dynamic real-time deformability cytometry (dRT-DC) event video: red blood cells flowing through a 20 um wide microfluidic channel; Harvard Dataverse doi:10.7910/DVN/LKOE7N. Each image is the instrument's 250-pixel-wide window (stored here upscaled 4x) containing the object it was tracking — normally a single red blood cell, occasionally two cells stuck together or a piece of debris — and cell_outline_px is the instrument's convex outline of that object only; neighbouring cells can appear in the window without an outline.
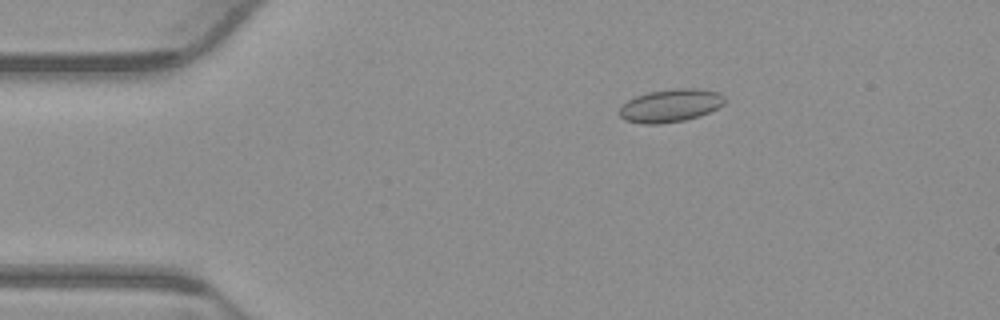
{"species": "common noctule bat (a hibernating species)", "species_latin": "Nyctalus noctula", "temperature_condition": "warm", "stored_images_in_passage": 54, "camera_frame_rate_fps": 3000, "um_per_image_px": 0.085, "animal": {"sex": "male", "body_mass_g": 23.1, "forearm_length_mm": 52.7}, "frame": {"image": 1, "passage_image": 10, "time_ms": 3.0, "image_size_px": [1000, 320], "cell_outline_px": [[724, 104], [700, 116], [684, 120], [660, 124], [644, 124], [624, 120], [616, 112], [628, 100], [636, 96], [648, 92], [676, 88], [700, 88], [720, 92], [724, 96]], "centroid_in_image_um": [56.98, 8.97], "position_along_channel_um": 28.0, "area_um2": 20.35}}
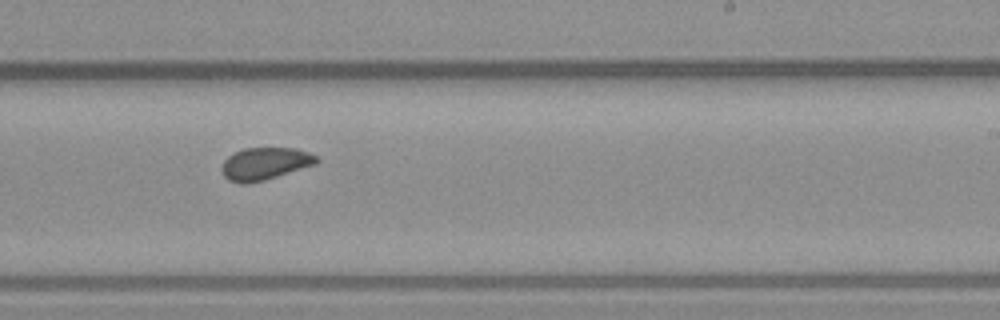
{"frame": {"image": 2, "passage_image": 33, "time_ms": 10.667, "image_size_px": [1000, 320], "cell_outline_px": [[320, 160], [316, 164], [264, 180], [248, 184], [240, 184], [228, 180], [224, 176], [220, 168], [224, 160], [232, 152], [244, 148], [296, 148], [308, 152], [316, 156]], "centroid_in_image_um": [22.48, 13.91], "position_along_channel_um": 266.5, "area_um2": 18.03}}
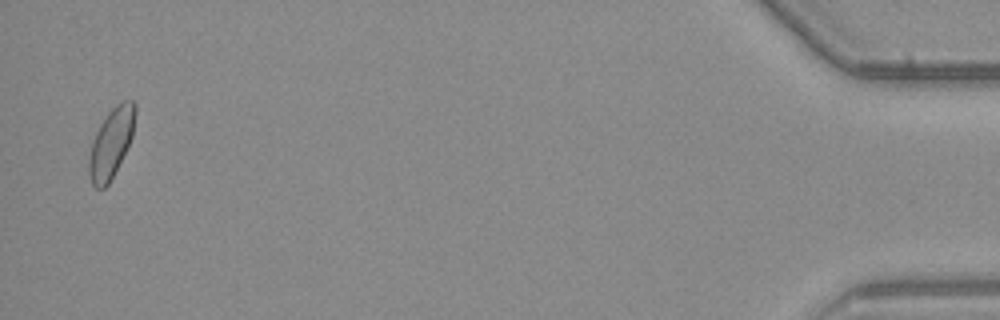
{"frame": {"image": 3, "passage_image": 53, "time_ms": 17.333, "image_size_px": [1000, 320], "cell_outline_px": [[136, 112], [132, 136], [108, 184], [104, 188], [96, 188], [92, 184], [88, 172], [88, 160], [92, 144], [96, 132], [100, 124], [108, 112], [120, 100], [132, 100], [136, 104]], "centroid_in_image_um": [9.44, 12.11], "position_along_channel_um": 425.8, "area_um2": 18.38}, "authors_computed_cell_mechanics": {"area_um2": 18.2937, "velocity_mm_per_s": 3.8374, "shape_relaxation_time_tau1_ms": 5.698, "shape_relaxation_time_tau2_ms": 1.0471, "deformation_change_tau1": 0.0908, "deformation_change_tau2": 0.0424}}